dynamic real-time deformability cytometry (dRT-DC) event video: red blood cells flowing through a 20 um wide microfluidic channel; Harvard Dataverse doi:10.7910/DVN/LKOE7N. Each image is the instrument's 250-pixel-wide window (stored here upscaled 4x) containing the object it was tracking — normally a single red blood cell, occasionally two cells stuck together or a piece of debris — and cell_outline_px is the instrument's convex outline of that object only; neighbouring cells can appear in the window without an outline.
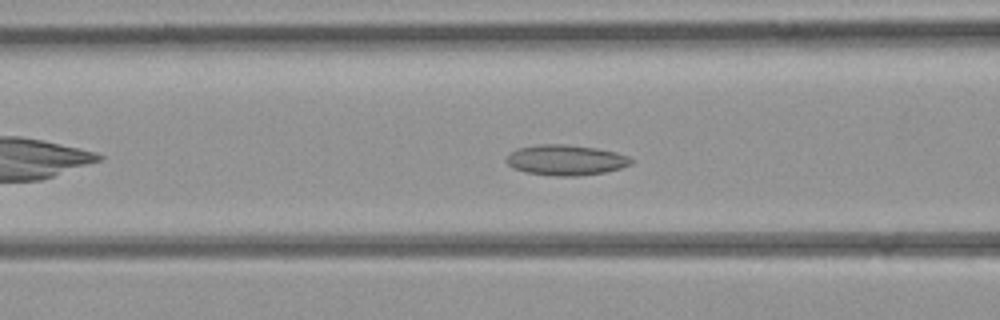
{"species": "common noctule bat (a hibernating species)", "species_latin": "Nyctalus noctula", "temperature_condition": "room temperature", "stored_images_in_passage": 29, "camera_frame_rate_fps": 3000, "um_per_image_px": 0.085, "animal": {"sex": "female", "body_mass_g": 21.9}, "frame": {"image": 1, "passage_image": 8, "time_ms": 2.333, "image_size_px": [1000, 320], "cell_outline_px": [[632, 164], [620, 168], [604, 172], [580, 176], [556, 176], [524, 172], [512, 168], [504, 160], [516, 148], [536, 144], [564, 144], [596, 148], [616, 152], [628, 156], [632, 160]], "centroid_in_image_um": [48.06, 13.6], "position_along_channel_um": 118.5, "area_um2": 22.25}}
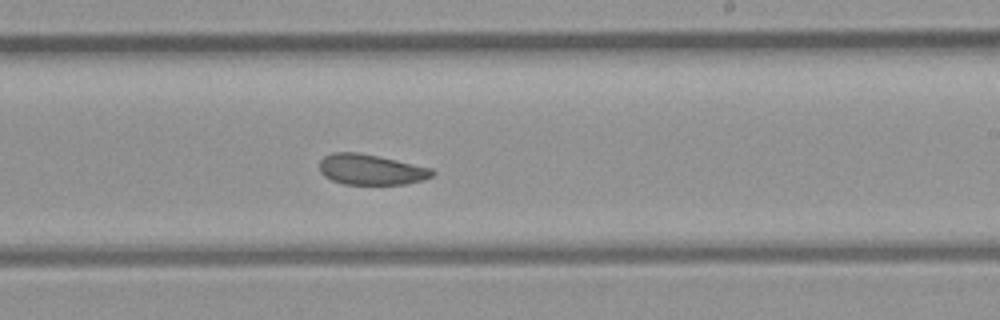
{"frame": {"image": 2, "passage_image": 17, "time_ms": 5.333, "image_size_px": [1000, 320], "cell_outline_px": [[436, 172], [432, 176], [424, 180], [404, 184], [344, 184], [332, 180], [324, 176], [320, 172], [320, 160], [324, 156], [332, 152], [360, 152], [432, 168]], "centroid_in_image_um": [31.53, 14.41], "position_along_channel_um": 257.5, "area_um2": 20.11}}
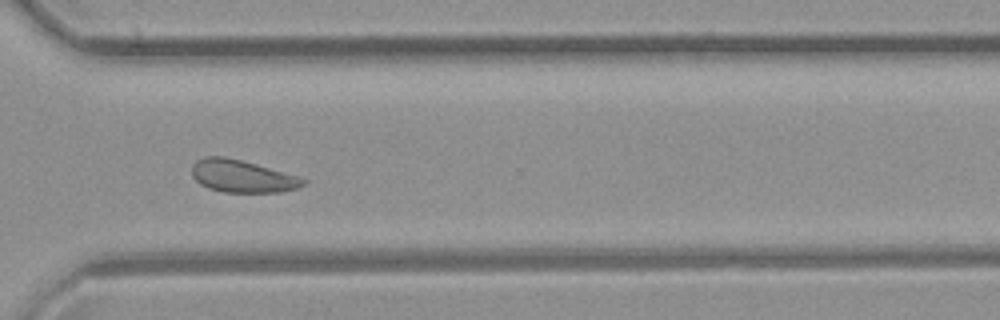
{"frame": {"image": 3, "passage_image": 23, "time_ms": 7.333, "image_size_px": [1000, 320], "cell_outline_px": [[308, 180], [304, 184], [296, 188], [280, 192], [224, 192], [208, 188], [200, 184], [192, 176], [192, 164], [196, 160], [204, 156], [224, 156], [240, 160], [300, 176]], "centroid_in_image_um": [20.57, 14.97], "position_along_channel_um": 350.0, "area_um2": 21.04}}